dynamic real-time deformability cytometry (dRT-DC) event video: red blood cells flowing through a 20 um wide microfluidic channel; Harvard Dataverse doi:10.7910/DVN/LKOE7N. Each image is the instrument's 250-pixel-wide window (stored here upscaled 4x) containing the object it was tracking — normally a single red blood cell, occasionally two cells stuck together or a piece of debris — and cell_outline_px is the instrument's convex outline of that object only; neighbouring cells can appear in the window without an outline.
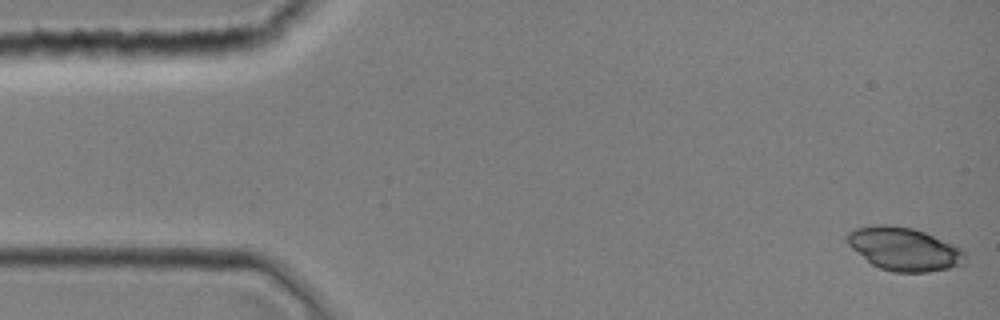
{"species": "common noctule bat (a hibernating species)", "species_latin": "Nyctalus noctula", "temperature_condition": "room temperature", "stored_images_in_passage": 40, "camera_frame_rate_fps": 3000, "um_per_image_px": 0.085, "animal": {"sex": "female", "body_mass_g": 19.0, "forearm_length_mm": 51.5}, "frame": {"image": 1, "passage_image": 1, "time_ms": 0.0, "image_size_px": [1000, 320], "cell_outline_px": [[964, 264], [948, 268], [928, 272], [892, 272], [880, 268], [872, 264], [852, 248], [848, 244], [848, 232], [856, 228], [876, 224], [884, 224], [912, 228], [924, 232], [956, 244], [964, 248]], "centroid_in_image_um": [76.88, 21.16], "position_along_channel_um": 8.1, "area_um2": 29.59}}
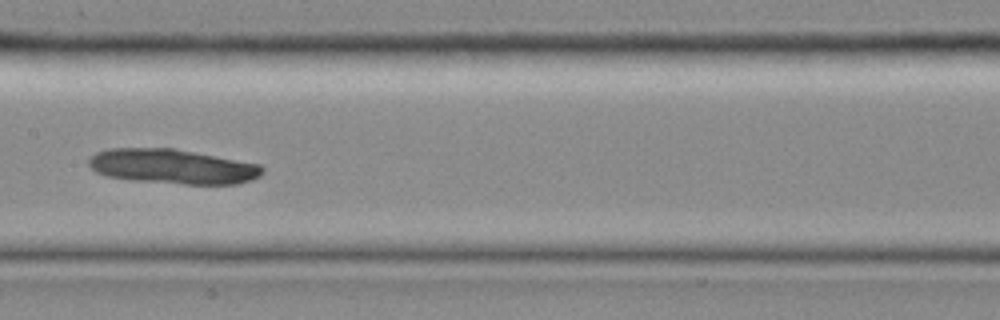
{"frame": {"image": 2, "passage_image": 20, "time_ms": 6.333, "image_size_px": [1000, 320], "cell_outline_px": [[264, 172], [260, 176], [252, 180], [236, 184], [184, 184], [132, 180], [108, 176], [96, 172], [88, 164], [88, 160], [96, 152], [108, 148], [172, 148], [260, 164], [264, 168]], "centroid_in_image_um": [14.68, 14.15], "position_along_channel_um": 192.7, "area_um2": 35.08}}
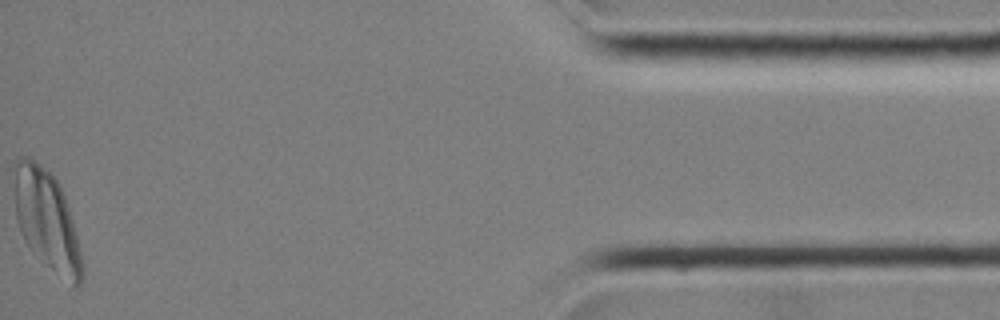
{"frame": {"image": 3, "passage_image": 40, "time_ms": 13.0, "image_size_px": [1000, 320], "cell_outline_px": [[84, 276], [80, 284], [76, 288], [28, 248], [20, 232], [16, 220], [16, 160], [20, 156], [28, 156], [44, 168], [56, 180], [64, 196], [72, 220], [84, 264]], "centroid_in_image_um": [3.99, 18.76], "position_along_channel_um": 431.2, "area_um2": 38.44}}